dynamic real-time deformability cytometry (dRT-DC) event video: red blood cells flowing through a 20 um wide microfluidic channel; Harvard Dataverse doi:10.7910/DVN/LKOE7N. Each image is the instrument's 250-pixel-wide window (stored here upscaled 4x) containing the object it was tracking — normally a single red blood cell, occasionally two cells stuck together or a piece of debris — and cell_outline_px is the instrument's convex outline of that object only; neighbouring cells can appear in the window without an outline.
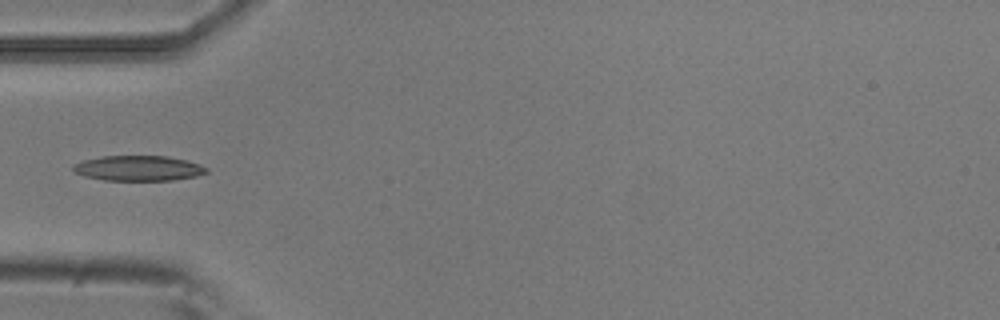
{"species": "common noctule bat (a hibernating species)", "species_latin": "Nyctalus noctula", "temperature_condition": "room temperature", "stored_images_in_passage": 2, "camera_frame_rate_fps": 3000, "um_per_image_px": 0.085, "animal": {"sex": "male", "body_mass_g": 20.5, "forearm_length_mm": 52.5}, "frame": {"image": 1, "passage_image": 1, "time_ms": 0.0, "image_size_px": [1000, 320], "cell_outline_px": [[208, 172], [196, 176], [172, 180], [104, 180], [84, 176], [72, 172], [72, 164], [84, 160], [100, 156], [168, 156], [188, 160], [200, 164], [208, 168]], "centroid_in_image_um": [11.75, 14.29], "position_along_channel_um": 73.3, "area_um2": 19.77}}
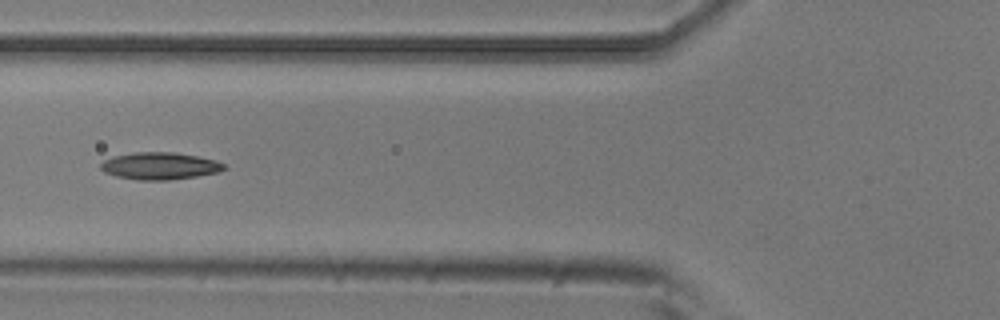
{"frame": {"image": 2, "passage_image": 2, "time_ms": 0.333, "image_size_px": [1000, 320], "cell_outline_px": [[224, 168], [220, 172], [196, 176], [168, 180], [136, 180], [116, 176], [104, 172], [100, 168], [100, 164], [104, 160], [112, 156], [136, 152], [176, 152], [216, 160], [224, 164]], "centroid_in_image_um": [13.55, 14.1], "position_along_channel_um": 112.2, "area_um2": 19.54}}